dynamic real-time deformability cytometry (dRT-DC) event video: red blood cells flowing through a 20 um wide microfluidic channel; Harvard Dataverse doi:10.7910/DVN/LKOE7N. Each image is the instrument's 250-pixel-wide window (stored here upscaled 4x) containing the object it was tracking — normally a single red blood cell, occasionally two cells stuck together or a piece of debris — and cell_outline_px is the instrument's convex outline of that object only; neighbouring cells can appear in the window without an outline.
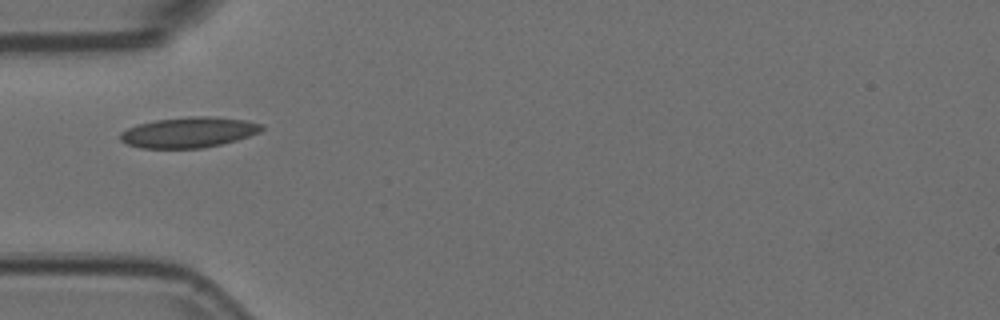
{"species": "Egyptian fruit bat (a non-hibernating species)", "species_latin": "Rousettus aegyptiacus", "temperature_condition": "room temperature", "stored_images_in_passage": 2, "camera_frame_rate_fps": 3000, "um_per_image_px": 0.085, "animal": {"sex": "female"}, "frame": {"image": 1, "passage_image": 1, "time_ms": 0.0, "image_size_px": [1000, 320], "cell_outline_px": [[264, 128], [260, 132], [236, 140], [220, 144], [200, 148], [140, 148], [128, 144], [120, 140], [120, 132], [136, 124], [156, 120], [188, 116], [208, 116], [248, 120], [264, 124]], "centroid_in_image_um": [16.05, 11.24], "position_along_channel_um": 69.0, "area_um2": 25.2}}
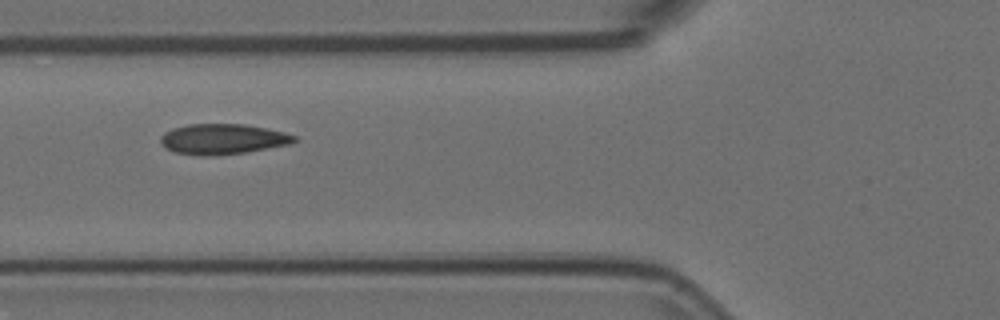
{"frame": {"image": 2, "passage_image": 2, "time_ms": 0.333, "image_size_px": [1000, 320], "cell_outline_px": [[300, 140], [288, 144], [244, 152], [204, 156], [200, 156], [176, 152], [164, 148], [160, 144], [160, 136], [164, 132], [172, 128], [188, 124], [244, 124], [268, 128], [284, 132], [296, 136]], "centroid_in_image_um": [18.9, 11.81], "position_along_channel_um": 106.9, "area_um2": 23.7}}